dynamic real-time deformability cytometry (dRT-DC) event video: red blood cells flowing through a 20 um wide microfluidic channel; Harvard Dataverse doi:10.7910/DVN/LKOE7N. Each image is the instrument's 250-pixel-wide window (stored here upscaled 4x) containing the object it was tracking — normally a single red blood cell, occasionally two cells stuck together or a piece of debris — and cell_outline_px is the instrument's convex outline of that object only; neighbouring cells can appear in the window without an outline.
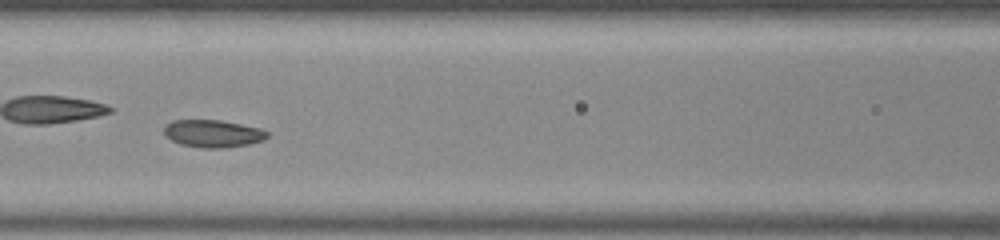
{"species": "common noctule bat (a hibernating species)", "species_latin": "Nyctalus noctula", "temperature_condition": "room temperature", "stored_images_in_passage": 44, "camera_frame_rate_fps": 3000, "um_per_image_px": 0.085, "animal": {"sex": "male", "body_mass_g": 20.0, "forearm_length_mm": 53.3}, "frame": {"image": 1, "passage_image": 13, "time_ms": 4.0, "image_size_px": [1000, 240], "cell_outline_px": [[268, 136], [264, 140], [248, 144], [224, 148], [200, 148], [180, 144], [164, 136], [164, 128], [172, 120], [220, 120], [260, 128], [268, 132]], "centroid_in_image_um": [18.09, 11.36], "position_along_channel_um": 148.5, "area_um2": 16.53}}
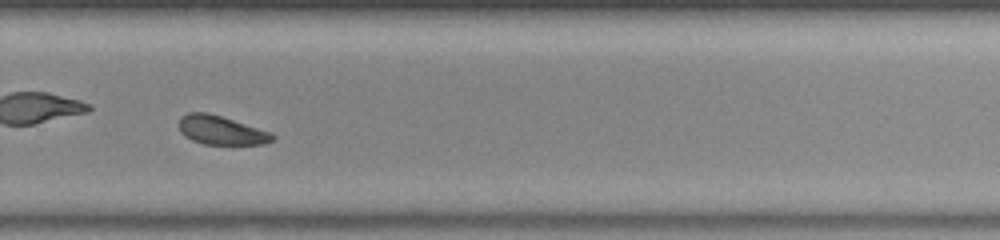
{"frame": {"image": 2, "passage_image": 26, "time_ms": 8.333, "image_size_px": [1000, 240], "cell_outline_px": [[276, 136], [272, 140], [264, 144], [204, 144], [192, 140], [184, 136], [180, 132], [180, 116], [188, 112], [208, 112], [272, 132]], "centroid_in_image_um": [18.79, 11.06], "position_along_channel_um": 311.0, "area_um2": 15.72}, "authors_computed_cell_mechanics": {"area_um2": 16.5886, "velocity_mm_per_s": 3.7634, "shape_relaxation_time_tau1_ms": 1.5962, "shape_relaxation_time_tau2_ms": null, "deformation_change_tau1": 0.0468, "deformation_change_tau2": null}}